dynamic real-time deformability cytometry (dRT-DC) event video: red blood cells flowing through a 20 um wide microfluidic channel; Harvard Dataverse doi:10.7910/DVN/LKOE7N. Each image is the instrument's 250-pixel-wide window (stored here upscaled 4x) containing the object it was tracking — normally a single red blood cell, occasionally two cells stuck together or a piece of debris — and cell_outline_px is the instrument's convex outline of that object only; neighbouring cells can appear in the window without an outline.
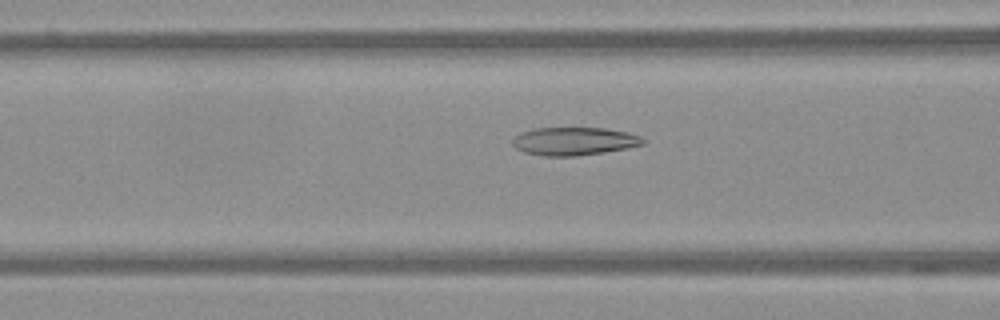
{"species": "Egyptian fruit bat (a non-hibernating species)", "species_latin": "Rousettus aegyptiacus", "temperature_condition": "warm", "stored_images_in_passage": 58, "camera_frame_rate_fps": 3000, "um_per_image_px": 0.085, "frame": {"image": 1, "passage_image": 24, "time_ms": 7.667, "image_size_px": [1000, 320], "cell_outline_px": [[644, 144], [628, 148], [604, 152], [576, 156], [544, 156], [524, 152], [516, 148], [512, 144], [512, 140], [520, 132], [536, 128], [604, 128], [628, 132], [640, 136], [644, 140]], "centroid_in_image_um": [48.79, 12.0], "position_along_channel_um": 117.8, "area_um2": 21.33}}
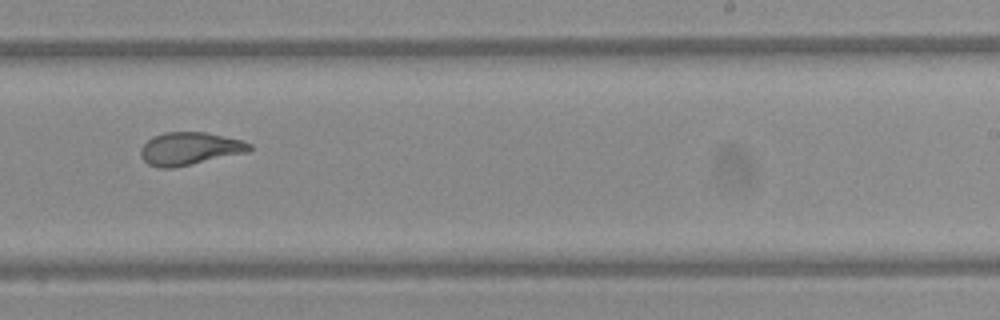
{"frame": {"image": 2, "passage_image": 37, "time_ms": 12.0, "image_size_px": [1000, 320], "cell_outline_px": [[252, 148], [248, 152], [172, 168], [160, 168], [148, 164], [140, 156], [140, 148], [152, 136], [164, 132], [204, 132], [240, 140], [252, 144]], "centroid_in_image_um": [16.09, 12.63], "position_along_channel_um": 272.9, "area_um2": 20.63}}
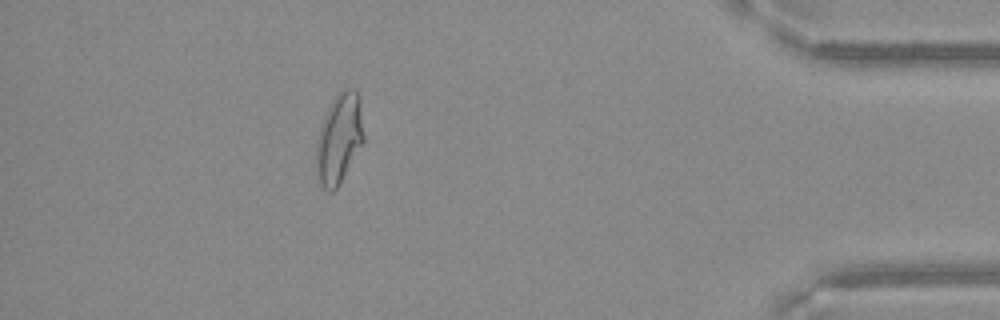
{"frame": {"image": 3, "passage_image": 52, "time_ms": 17.0, "image_size_px": [1000, 320], "cell_outline_px": [[364, 144], [340, 184], [332, 192], [328, 192], [320, 184], [316, 168], [316, 140], [324, 116], [332, 100], [344, 88], [352, 88], [360, 96], [364, 136]], "centroid_in_image_um": [28.85, 11.8], "position_along_channel_um": 406.4, "area_um2": 25.26}}